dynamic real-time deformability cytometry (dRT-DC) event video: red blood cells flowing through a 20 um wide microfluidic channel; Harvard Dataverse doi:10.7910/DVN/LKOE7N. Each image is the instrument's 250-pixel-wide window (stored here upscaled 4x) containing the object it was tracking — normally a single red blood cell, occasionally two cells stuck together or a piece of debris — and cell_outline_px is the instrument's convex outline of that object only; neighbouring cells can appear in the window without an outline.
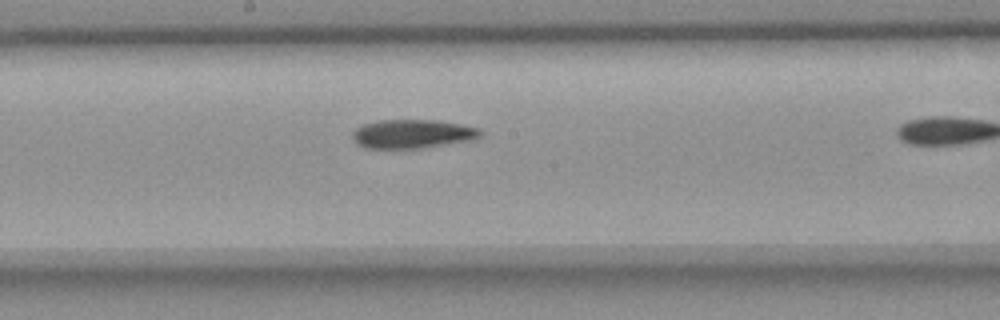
{"species": "common noctule bat (a hibernating species)", "species_latin": "Nyctalus noctula", "temperature_condition": "room temperature", "stored_images_in_passage": 8, "camera_frame_rate_fps": 3000, "um_per_image_px": 0.085, "animal": {"sex": "female", "body_mass_g": 18.4}, "frame": {"image": 1, "passage_image": 7, "time_ms": 2.0, "image_size_px": [1000, 320], "cell_outline_px": [[480, 136], [468, 140], [420, 148], [364, 148], [352, 136], [352, 132], [356, 128], [364, 124], [380, 120], [436, 120], [460, 124], [480, 128]], "centroid_in_image_um": [35.03, 11.37], "position_along_channel_um": 213.2, "area_um2": 21.04}}